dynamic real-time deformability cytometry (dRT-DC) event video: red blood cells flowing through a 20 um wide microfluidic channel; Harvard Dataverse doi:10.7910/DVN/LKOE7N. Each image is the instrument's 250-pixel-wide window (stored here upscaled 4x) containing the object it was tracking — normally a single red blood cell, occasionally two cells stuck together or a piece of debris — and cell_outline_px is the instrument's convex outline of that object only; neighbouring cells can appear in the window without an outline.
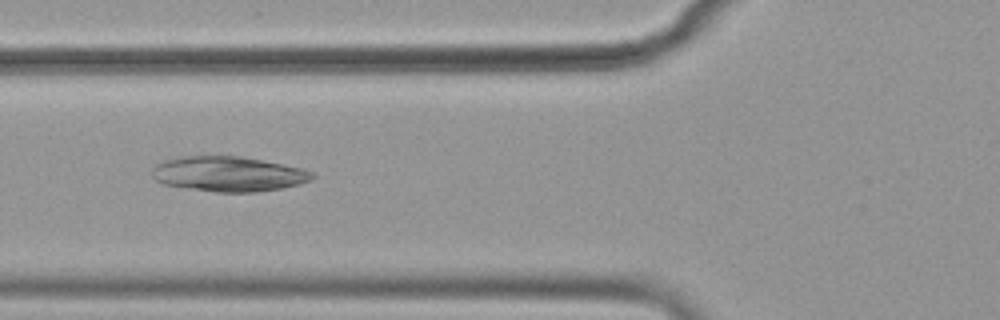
{"species": "common noctule bat (a hibernating species)", "species_latin": "Nyctalus noctula", "temperature_condition": "cold", "stored_images_in_passage": 55, "camera_frame_rate_fps": 3000, "um_per_image_px": 0.085, "animal": {"sex": "female", "body_mass_g": 19.9}, "frame": {"image": 1, "passage_image": 20, "time_ms": 6.333, "image_size_px": [1000, 320], "cell_outline_px": [[316, 176], [312, 180], [300, 184], [260, 192], [216, 192], [188, 188], [164, 184], [156, 180], [152, 176], [152, 168], [156, 164], [164, 160], [180, 156], [240, 156], [304, 168], [312, 172]], "centroid_in_image_um": [19.43, 14.78], "position_along_channel_um": 106.4, "area_um2": 32.83}}
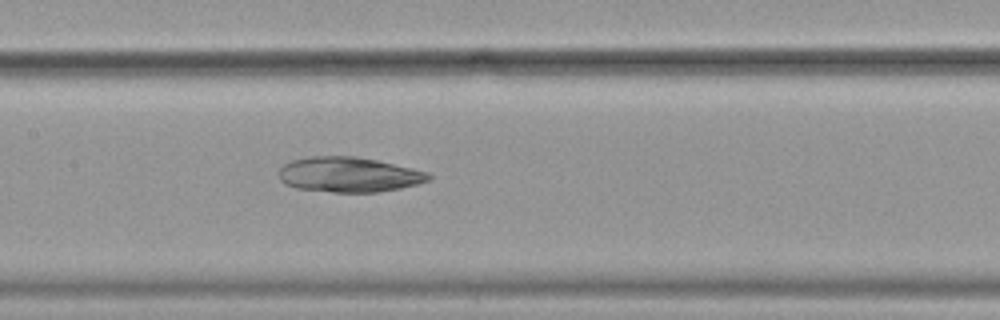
{"frame": {"image": 2, "passage_image": 26, "time_ms": 8.333, "image_size_px": [1000, 320], "cell_outline_px": [[432, 180], [400, 188], [376, 192], [332, 192], [296, 188], [284, 184], [280, 180], [280, 168], [284, 164], [292, 160], [312, 156], [352, 156], [376, 160], [412, 168], [428, 172], [432, 176]], "centroid_in_image_um": [29.65, 14.84], "position_along_channel_um": 177.7, "area_um2": 30.52}}
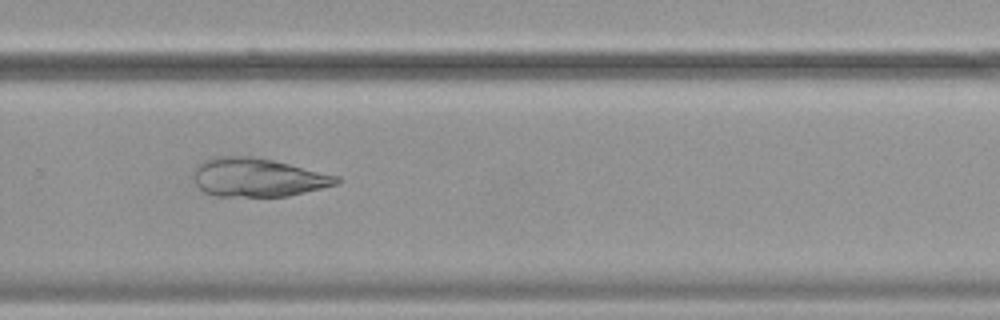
{"frame": {"image": 3, "passage_image": 37, "time_ms": 12.0, "image_size_px": [1000, 320], "cell_outline_px": [[340, 180], [336, 184], [288, 196], [216, 196], [204, 192], [196, 184], [192, 176], [196, 164], [212, 156], [252, 156], [272, 160], [340, 176]], "centroid_in_image_um": [21.85, 15.07], "position_along_channel_um": 308.0, "area_um2": 32.14}}